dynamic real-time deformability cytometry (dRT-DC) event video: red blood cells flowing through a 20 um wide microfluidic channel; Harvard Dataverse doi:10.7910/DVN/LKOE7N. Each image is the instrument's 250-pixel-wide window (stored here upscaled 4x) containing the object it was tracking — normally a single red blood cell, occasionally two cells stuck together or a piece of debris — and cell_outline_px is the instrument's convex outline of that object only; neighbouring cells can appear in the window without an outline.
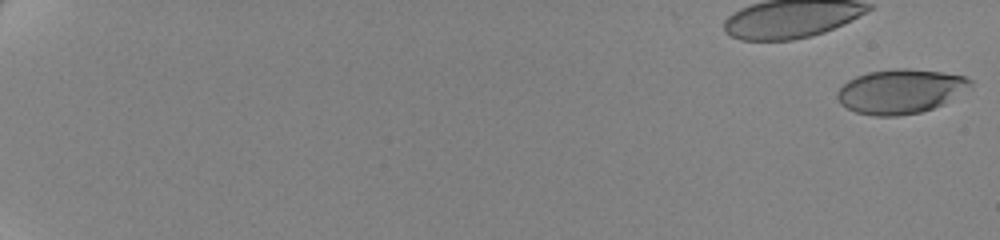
{"species": "human", "species_latin": "Homo sapiens", "temperature_condition": "cold", "stored_images_in_passage": 62, "camera_frame_rate_fps": 3000, "um_per_image_px": 0.085, "donor": {"sex": "female"}, "frame": {"image": 1, "passage_image": 1, "time_ms": 0.0, "image_size_px": [1000, 240], "cell_outline_px": [[972, 84], [940, 104], [932, 108], [920, 112], [900, 116], [876, 116], [856, 112], [840, 104], [836, 96], [836, 92], [848, 80], [856, 76], [868, 72], [900, 68], [904, 68], [940, 72], [964, 76], [972, 80]], "centroid_in_image_um": [76.45, 7.76], "position_along_channel_um": 8.5, "area_um2": 33.76}}
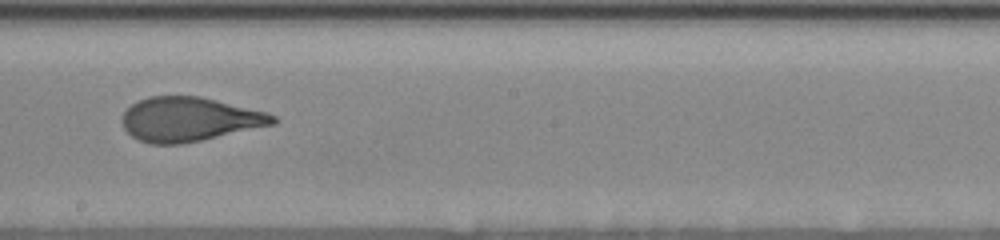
{"frame": {"image": 2, "passage_image": 40, "time_ms": 13.0, "image_size_px": [1000, 240], "cell_outline_px": [[276, 124], [200, 140], [180, 144], [148, 144], [132, 136], [124, 128], [120, 120], [124, 112], [132, 104], [148, 96], [200, 96], [268, 112], [276, 116]], "centroid_in_image_um": [16.09, 10.13], "position_along_channel_um": 232.1, "area_um2": 38.78}}
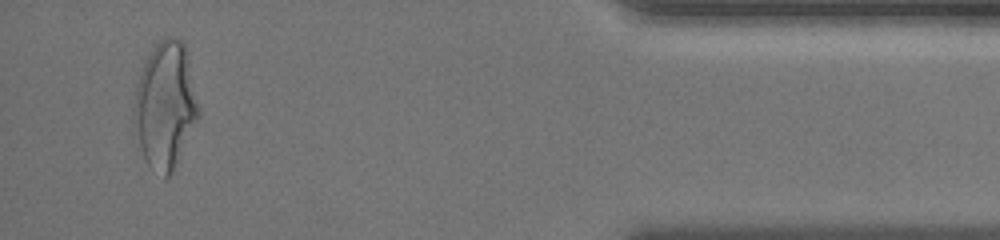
{"frame": {"image": 3, "passage_image": 60, "time_ms": 19.667, "image_size_px": [1000, 240], "cell_outline_px": [[200, 112], [172, 172], [164, 180], [144, 160], [132, 120], [132, 104], [140, 72], [144, 60], [152, 48], [164, 36], [172, 36], [180, 40], [184, 44], [200, 108]], "centroid_in_image_um": [14.01, 8.94], "position_along_channel_um": 421.2, "area_um2": 47.57}, "authors_computed_cell_mechanics": {"area_um2": 38.7838, "velocity_mm_per_s": 3.4853, "shape_relaxation_time_tau1_ms": 4.7363, "shape_relaxation_time_tau2_ms": 0.6707, "deformation_change_tau1": 0.1829, "deformation_change_tau2": 0.0772}}